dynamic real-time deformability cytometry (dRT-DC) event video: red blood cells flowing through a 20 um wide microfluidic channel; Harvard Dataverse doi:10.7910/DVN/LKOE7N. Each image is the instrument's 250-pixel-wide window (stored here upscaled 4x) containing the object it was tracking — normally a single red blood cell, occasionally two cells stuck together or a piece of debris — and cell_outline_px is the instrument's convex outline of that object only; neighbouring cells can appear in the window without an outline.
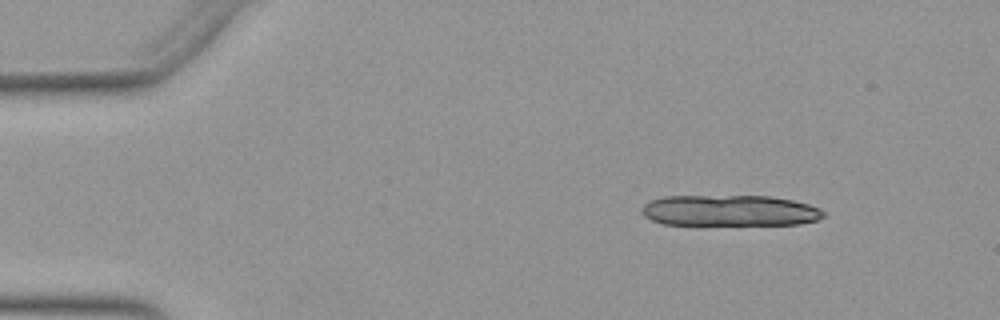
{"species": "Egyptian fruit bat (a non-hibernating species)", "species_latin": "Rousettus aegyptiacus", "temperature_condition": "warm", "stored_images_in_passage": 15, "camera_frame_rate_fps": 3000, "um_per_image_px": 0.085, "animal": {"sex": "female"}, "frame": {"image": 1, "passage_image": 7, "time_ms": 2.0, "image_size_px": [1000, 320], "cell_outline_px": [[824, 216], [820, 220], [800, 224], [740, 228], [664, 224], [652, 220], [644, 216], [640, 212], [640, 208], [644, 204], [652, 200], [664, 196], [772, 196], [792, 200], [808, 204], [820, 208], [824, 212]], "centroid_in_image_um": [62.05, 17.96], "position_along_channel_um": 22.9, "area_um2": 34.85}}